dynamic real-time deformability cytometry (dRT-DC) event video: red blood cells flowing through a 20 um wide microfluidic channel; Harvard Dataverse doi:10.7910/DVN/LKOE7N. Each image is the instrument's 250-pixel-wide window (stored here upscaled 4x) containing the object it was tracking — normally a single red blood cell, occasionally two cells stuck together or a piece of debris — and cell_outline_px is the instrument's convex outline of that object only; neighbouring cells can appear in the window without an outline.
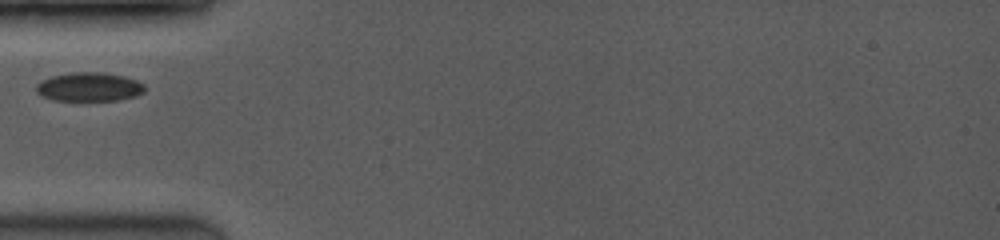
{"species": "common noctule bat (a hibernating species)", "species_latin": "Nyctalus noctula", "temperature_condition": "room temperature", "stored_images_in_passage": 6, "camera_frame_rate_fps": 3500, "um_per_image_px": 0.085, "animal": {"sex": "female", "body_mass_g": 19.0, "forearm_length_mm": 53.3}, "frame": {"image": 1, "passage_image": 1, "time_ms": 0.0, "image_size_px": [1000, 240], "cell_outline_px": [[144, 92], [136, 96], [120, 100], [84, 104], [52, 100], [36, 92], [36, 84], [40, 80], [52, 76], [72, 72], [100, 72], [124, 76], [136, 80], [144, 84]], "centroid_in_image_um": [7.56, 7.44], "position_along_channel_um": 77.4, "area_um2": 19.25}}